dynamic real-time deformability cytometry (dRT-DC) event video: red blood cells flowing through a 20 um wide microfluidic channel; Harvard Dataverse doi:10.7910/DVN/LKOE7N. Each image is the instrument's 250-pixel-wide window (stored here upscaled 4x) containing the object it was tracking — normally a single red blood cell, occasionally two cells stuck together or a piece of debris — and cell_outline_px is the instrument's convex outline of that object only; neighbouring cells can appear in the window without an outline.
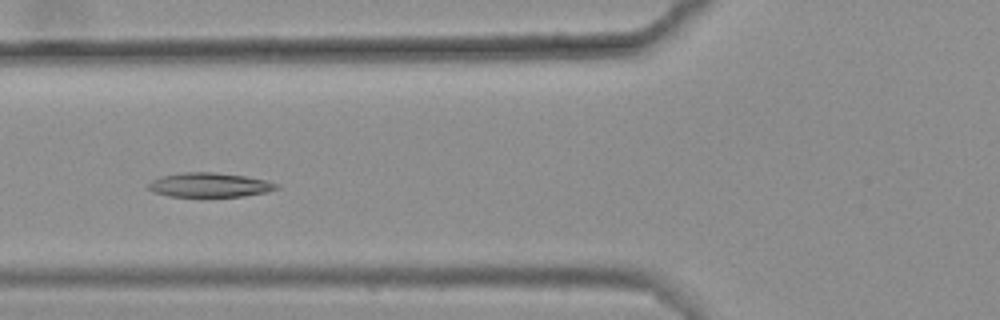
{"species": "common noctule bat (a hibernating species)", "species_latin": "Nyctalus noctula", "temperature_condition": "warm", "stored_images_in_passage": 10, "camera_frame_rate_fps": 3000, "um_per_image_px": 0.085, "animal": {"sex": "female", "body_mass_g": 25.1}, "frame": {"image": 1, "passage_image": 5, "time_ms": 1.333, "image_size_px": [1000, 320], "cell_outline_px": [[280, 188], [264, 192], [244, 196], [168, 196], [152, 192], [148, 188], [148, 184], [152, 180], [160, 176], [180, 172], [212, 172], [244, 176], [264, 180], [280, 184]], "centroid_in_image_um": [17.77, 15.71], "position_along_channel_um": 108.0, "area_um2": 18.09}}
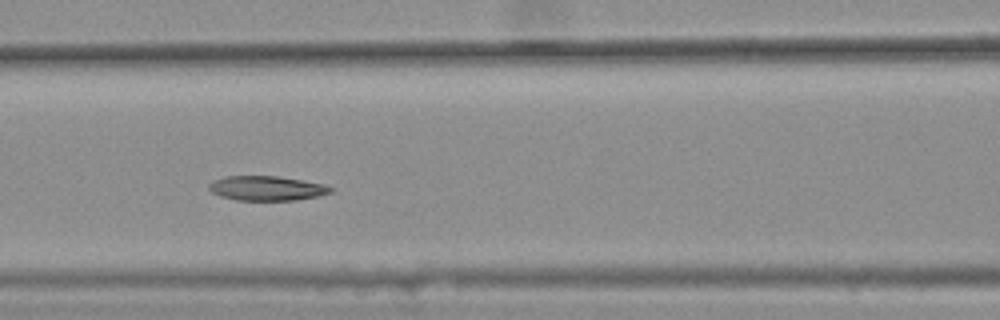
{"frame": {"image": 2, "passage_image": 6, "time_ms": 1.667, "image_size_px": [1000, 320], "cell_outline_px": [[336, 188], [332, 192], [316, 196], [296, 200], [236, 200], [220, 196], [212, 192], [208, 188], [208, 184], [212, 180], [228, 176], [276, 176], [324, 184]], "centroid_in_image_um": [22.66, 16.0], "position_along_channel_um": 143.9, "area_um2": 17.4}}
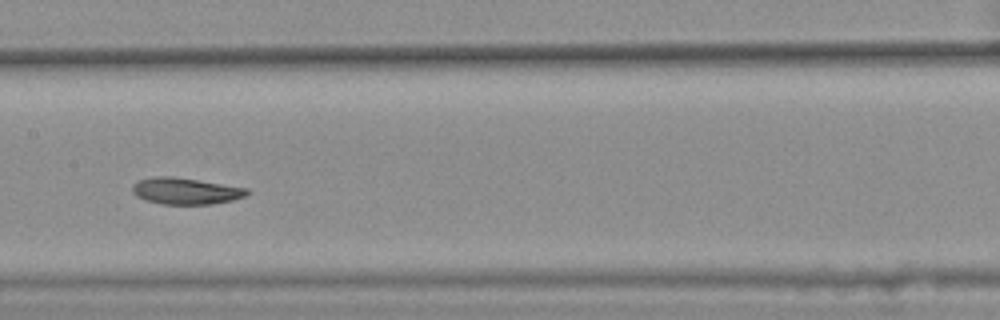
{"frame": {"image": 3, "passage_image": 7, "time_ms": 2.0, "image_size_px": [1000, 320], "cell_outline_px": [[252, 192], [248, 196], [232, 200], [212, 204], [160, 204], [144, 200], [136, 196], [132, 192], [132, 184], [140, 180], [152, 176], [172, 176], [200, 180], [248, 188]], "centroid_in_image_um": [15.8, 16.23], "position_along_channel_um": 191.6, "area_um2": 18.03}}